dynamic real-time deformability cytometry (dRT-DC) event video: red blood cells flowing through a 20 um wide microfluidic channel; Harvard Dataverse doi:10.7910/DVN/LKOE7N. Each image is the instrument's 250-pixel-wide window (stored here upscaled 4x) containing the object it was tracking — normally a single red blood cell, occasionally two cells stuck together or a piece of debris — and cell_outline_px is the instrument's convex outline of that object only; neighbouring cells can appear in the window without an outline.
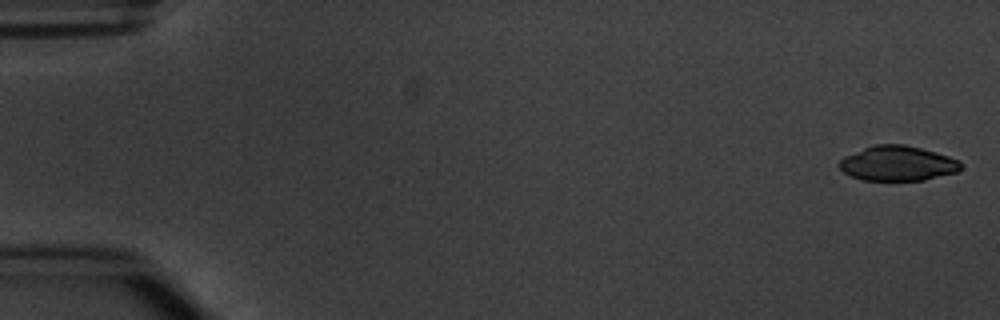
{"species": "common noctule bat (a hibernating species)", "species_latin": "Nyctalus noctula", "temperature_condition": "warm", "stored_images_in_passage": 6, "camera_frame_rate_fps": 3000, "um_per_image_px": 0.085, "animal": {"sex": "male", "body_mass_g": 20.1, "forearm_length_mm": 53.5}, "frame": {"image": 1, "passage_image": 1, "time_ms": 0.0, "image_size_px": [1000, 320], "cell_outline_px": [[960, 168], [956, 172], [924, 180], [864, 180], [852, 176], [844, 172], [836, 164], [844, 156], [864, 148], [876, 144], [904, 144], [936, 152], [960, 160]], "centroid_in_image_um": [76.27, 13.88], "position_along_channel_um": 8.7, "area_um2": 24.57}}